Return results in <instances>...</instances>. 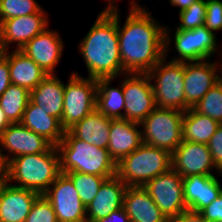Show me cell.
Here are the masks:
<instances>
[{"instance_id": "cell-44", "label": "cell", "mask_w": 222, "mask_h": 222, "mask_svg": "<svg viewBox=\"0 0 222 222\" xmlns=\"http://www.w3.org/2000/svg\"><path fill=\"white\" fill-rule=\"evenodd\" d=\"M138 0H130L128 1L130 3L129 9L135 10V11H148V9L145 7V5H140L137 2Z\"/></svg>"}, {"instance_id": "cell-8", "label": "cell", "mask_w": 222, "mask_h": 222, "mask_svg": "<svg viewBox=\"0 0 222 222\" xmlns=\"http://www.w3.org/2000/svg\"><path fill=\"white\" fill-rule=\"evenodd\" d=\"M184 112L156 107L141 123L143 143L168 151L170 154L182 143Z\"/></svg>"}, {"instance_id": "cell-13", "label": "cell", "mask_w": 222, "mask_h": 222, "mask_svg": "<svg viewBox=\"0 0 222 222\" xmlns=\"http://www.w3.org/2000/svg\"><path fill=\"white\" fill-rule=\"evenodd\" d=\"M53 145L22 123H11L0 136V159L4 166L17 156L43 153Z\"/></svg>"}, {"instance_id": "cell-24", "label": "cell", "mask_w": 222, "mask_h": 222, "mask_svg": "<svg viewBox=\"0 0 222 222\" xmlns=\"http://www.w3.org/2000/svg\"><path fill=\"white\" fill-rule=\"evenodd\" d=\"M123 208L131 222H169L143 187H127Z\"/></svg>"}, {"instance_id": "cell-42", "label": "cell", "mask_w": 222, "mask_h": 222, "mask_svg": "<svg viewBox=\"0 0 222 222\" xmlns=\"http://www.w3.org/2000/svg\"><path fill=\"white\" fill-rule=\"evenodd\" d=\"M8 184V174L5 166L0 169V195L4 187Z\"/></svg>"}, {"instance_id": "cell-43", "label": "cell", "mask_w": 222, "mask_h": 222, "mask_svg": "<svg viewBox=\"0 0 222 222\" xmlns=\"http://www.w3.org/2000/svg\"><path fill=\"white\" fill-rule=\"evenodd\" d=\"M11 124V122L7 119L4 111L0 107V136L3 131Z\"/></svg>"}, {"instance_id": "cell-40", "label": "cell", "mask_w": 222, "mask_h": 222, "mask_svg": "<svg viewBox=\"0 0 222 222\" xmlns=\"http://www.w3.org/2000/svg\"><path fill=\"white\" fill-rule=\"evenodd\" d=\"M95 222H131L124 208L113 211L105 218H101Z\"/></svg>"}, {"instance_id": "cell-30", "label": "cell", "mask_w": 222, "mask_h": 222, "mask_svg": "<svg viewBox=\"0 0 222 222\" xmlns=\"http://www.w3.org/2000/svg\"><path fill=\"white\" fill-rule=\"evenodd\" d=\"M65 174L72 180L80 200L86 207L93 201L103 182L111 178L80 172H68Z\"/></svg>"}, {"instance_id": "cell-25", "label": "cell", "mask_w": 222, "mask_h": 222, "mask_svg": "<svg viewBox=\"0 0 222 222\" xmlns=\"http://www.w3.org/2000/svg\"><path fill=\"white\" fill-rule=\"evenodd\" d=\"M111 118L94 109L81 121L74 124L68 131L75 137L88 144L107 149Z\"/></svg>"}, {"instance_id": "cell-39", "label": "cell", "mask_w": 222, "mask_h": 222, "mask_svg": "<svg viewBox=\"0 0 222 222\" xmlns=\"http://www.w3.org/2000/svg\"><path fill=\"white\" fill-rule=\"evenodd\" d=\"M169 222H207L200 212L186 210L178 216L169 219Z\"/></svg>"}, {"instance_id": "cell-31", "label": "cell", "mask_w": 222, "mask_h": 222, "mask_svg": "<svg viewBox=\"0 0 222 222\" xmlns=\"http://www.w3.org/2000/svg\"><path fill=\"white\" fill-rule=\"evenodd\" d=\"M193 109L222 124V83L217 82Z\"/></svg>"}, {"instance_id": "cell-10", "label": "cell", "mask_w": 222, "mask_h": 222, "mask_svg": "<svg viewBox=\"0 0 222 222\" xmlns=\"http://www.w3.org/2000/svg\"><path fill=\"white\" fill-rule=\"evenodd\" d=\"M122 91L125 99L124 119L141 123L156 108L147 73L122 74Z\"/></svg>"}, {"instance_id": "cell-34", "label": "cell", "mask_w": 222, "mask_h": 222, "mask_svg": "<svg viewBox=\"0 0 222 222\" xmlns=\"http://www.w3.org/2000/svg\"><path fill=\"white\" fill-rule=\"evenodd\" d=\"M24 222H58L52 204L44 197L39 195L34 201L30 213Z\"/></svg>"}, {"instance_id": "cell-15", "label": "cell", "mask_w": 222, "mask_h": 222, "mask_svg": "<svg viewBox=\"0 0 222 222\" xmlns=\"http://www.w3.org/2000/svg\"><path fill=\"white\" fill-rule=\"evenodd\" d=\"M172 169L182 178L191 175H222L216 167L208 144L183 141L171 154Z\"/></svg>"}, {"instance_id": "cell-29", "label": "cell", "mask_w": 222, "mask_h": 222, "mask_svg": "<svg viewBox=\"0 0 222 222\" xmlns=\"http://www.w3.org/2000/svg\"><path fill=\"white\" fill-rule=\"evenodd\" d=\"M30 100V91L10 84L0 96V107L11 123H21L25 108Z\"/></svg>"}, {"instance_id": "cell-47", "label": "cell", "mask_w": 222, "mask_h": 222, "mask_svg": "<svg viewBox=\"0 0 222 222\" xmlns=\"http://www.w3.org/2000/svg\"><path fill=\"white\" fill-rule=\"evenodd\" d=\"M4 166V164L2 163L1 159H0V169Z\"/></svg>"}, {"instance_id": "cell-38", "label": "cell", "mask_w": 222, "mask_h": 222, "mask_svg": "<svg viewBox=\"0 0 222 222\" xmlns=\"http://www.w3.org/2000/svg\"><path fill=\"white\" fill-rule=\"evenodd\" d=\"M11 84L8 59L0 53V96Z\"/></svg>"}, {"instance_id": "cell-37", "label": "cell", "mask_w": 222, "mask_h": 222, "mask_svg": "<svg viewBox=\"0 0 222 222\" xmlns=\"http://www.w3.org/2000/svg\"><path fill=\"white\" fill-rule=\"evenodd\" d=\"M200 213L207 222H222V192L212 203L203 208Z\"/></svg>"}, {"instance_id": "cell-5", "label": "cell", "mask_w": 222, "mask_h": 222, "mask_svg": "<svg viewBox=\"0 0 222 222\" xmlns=\"http://www.w3.org/2000/svg\"><path fill=\"white\" fill-rule=\"evenodd\" d=\"M171 168L172 159L168 151L143 143L116 163V175L128 187H143Z\"/></svg>"}, {"instance_id": "cell-22", "label": "cell", "mask_w": 222, "mask_h": 222, "mask_svg": "<svg viewBox=\"0 0 222 222\" xmlns=\"http://www.w3.org/2000/svg\"><path fill=\"white\" fill-rule=\"evenodd\" d=\"M65 82L56 74H48L32 91L30 101L61 121Z\"/></svg>"}, {"instance_id": "cell-21", "label": "cell", "mask_w": 222, "mask_h": 222, "mask_svg": "<svg viewBox=\"0 0 222 222\" xmlns=\"http://www.w3.org/2000/svg\"><path fill=\"white\" fill-rule=\"evenodd\" d=\"M39 195L8 183L0 195V222H24Z\"/></svg>"}, {"instance_id": "cell-26", "label": "cell", "mask_w": 222, "mask_h": 222, "mask_svg": "<svg viewBox=\"0 0 222 222\" xmlns=\"http://www.w3.org/2000/svg\"><path fill=\"white\" fill-rule=\"evenodd\" d=\"M21 123L34 133L44 137L53 146H57L64 137L65 130L60 121L30 100L25 108Z\"/></svg>"}, {"instance_id": "cell-17", "label": "cell", "mask_w": 222, "mask_h": 222, "mask_svg": "<svg viewBox=\"0 0 222 222\" xmlns=\"http://www.w3.org/2000/svg\"><path fill=\"white\" fill-rule=\"evenodd\" d=\"M210 61L184 62L185 111L193 108L218 82L216 62Z\"/></svg>"}, {"instance_id": "cell-20", "label": "cell", "mask_w": 222, "mask_h": 222, "mask_svg": "<svg viewBox=\"0 0 222 222\" xmlns=\"http://www.w3.org/2000/svg\"><path fill=\"white\" fill-rule=\"evenodd\" d=\"M140 123L127 119H112L107 150L111 158L118 163L143 144Z\"/></svg>"}, {"instance_id": "cell-12", "label": "cell", "mask_w": 222, "mask_h": 222, "mask_svg": "<svg viewBox=\"0 0 222 222\" xmlns=\"http://www.w3.org/2000/svg\"><path fill=\"white\" fill-rule=\"evenodd\" d=\"M43 195L52 204L58 222H87L86 206L65 173H60Z\"/></svg>"}, {"instance_id": "cell-16", "label": "cell", "mask_w": 222, "mask_h": 222, "mask_svg": "<svg viewBox=\"0 0 222 222\" xmlns=\"http://www.w3.org/2000/svg\"><path fill=\"white\" fill-rule=\"evenodd\" d=\"M58 30L49 27L32 38L20 50L40 66L46 74H58L56 67L64 53V42Z\"/></svg>"}, {"instance_id": "cell-18", "label": "cell", "mask_w": 222, "mask_h": 222, "mask_svg": "<svg viewBox=\"0 0 222 222\" xmlns=\"http://www.w3.org/2000/svg\"><path fill=\"white\" fill-rule=\"evenodd\" d=\"M127 187L117 175L106 179L86 207L87 222H95L122 208Z\"/></svg>"}, {"instance_id": "cell-11", "label": "cell", "mask_w": 222, "mask_h": 222, "mask_svg": "<svg viewBox=\"0 0 222 222\" xmlns=\"http://www.w3.org/2000/svg\"><path fill=\"white\" fill-rule=\"evenodd\" d=\"M143 188L168 220L188 210L183 196V178L172 168L151 179Z\"/></svg>"}, {"instance_id": "cell-27", "label": "cell", "mask_w": 222, "mask_h": 222, "mask_svg": "<svg viewBox=\"0 0 222 222\" xmlns=\"http://www.w3.org/2000/svg\"><path fill=\"white\" fill-rule=\"evenodd\" d=\"M118 87H113L115 78L97 79L96 109L111 119H124L125 99L122 91V75Z\"/></svg>"}, {"instance_id": "cell-3", "label": "cell", "mask_w": 222, "mask_h": 222, "mask_svg": "<svg viewBox=\"0 0 222 222\" xmlns=\"http://www.w3.org/2000/svg\"><path fill=\"white\" fill-rule=\"evenodd\" d=\"M5 168L8 183L43 194L56 180L60 172L59 153L56 146L48 151L17 156Z\"/></svg>"}, {"instance_id": "cell-46", "label": "cell", "mask_w": 222, "mask_h": 222, "mask_svg": "<svg viewBox=\"0 0 222 222\" xmlns=\"http://www.w3.org/2000/svg\"><path fill=\"white\" fill-rule=\"evenodd\" d=\"M107 3L105 6L118 5L117 0H105Z\"/></svg>"}, {"instance_id": "cell-45", "label": "cell", "mask_w": 222, "mask_h": 222, "mask_svg": "<svg viewBox=\"0 0 222 222\" xmlns=\"http://www.w3.org/2000/svg\"><path fill=\"white\" fill-rule=\"evenodd\" d=\"M222 45V43H221ZM221 51V52H220ZM220 51L217 52L218 55L221 54L220 56H222V47H220ZM221 59V61H216V65H217V68H218V82L222 83V57H219Z\"/></svg>"}, {"instance_id": "cell-33", "label": "cell", "mask_w": 222, "mask_h": 222, "mask_svg": "<svg viewBox=\"0 0 222 222\" xmlns=\"http://www.w3.org/2000/svg\"><path fill=\"white\" fill-rule=\"evenodd\" d=\"M206 0H197L189 8L179 13V24L175 29L191 30L204 25Z\"/></svg>"}, {"instance_id": "cell-36", "label": "cell", "mask_w": 222, "mask_h": 222, "mask_svg": "<svg viewBox=\"0 0 222 222\" xmlns=\"http://www.w3.org/2000/svg\"><path fill=\"white\" fill-rule=\"evenodd\" d=\"M208 147L214 164L222 172V124L217 127L208 143Z\"/></svg>"}, {"instance_id": "cell-14", "label": "cell", "mask_w": 222, "mask_h": 222, "mask_svg": "<svg viewBox=\"0 0 222 222\" xmlns=\"http://www.w3.org/2000/svg\"><path fill=\"white\" fill-rule=\"evenodd\" d=\"M46 12L23 15L6 19L0 23V49L1 51L13 49L20 50L32 38L49 27V18Z\"/></svg>"}, {"instance_id": "cell-35", "label": "cell", "mask_w": 222, "mask_h": 222, "mask_svg": "<svg viewBox=\"0 0 222 222\" xmlns=\"http://www.w3.org/2000/svg\"><path fill=\"white\" fill-rule=\"evenodd\" d=\"M204 26L214 34L222 31V0H206Z\"/></svg>"}, {"instance_id": "cell-19", "label": "cell", "mask_w": 222, "mask_h": 222, "mask_svg": "<svg viewBox=\"0 0 222 222\" xmlns=\"http://www.w3.org/2000/svg\"><path fill=\"white\" fill-rule=\"evenodd\" d=\"M222 192L216 175H191L183 178V196L188 210L200 212Z\"/></svg>"}, {"instance_id": "cell-1", "label": "cell", "mask_w": 222, "mask_h": 222, "mask_svg": "<svg viewBox=\"0 0 222 222\" xmlns=\"http://www.w3.org/2000/svg\"><path fill=\"white\" fill-rule=\"evenodd\" d=\"M121 24L117 5V32L125 73H148L165 56V25L149 11L128 10Z\"/></svg>"}, {"instance_id": "cell-9", "label": "cell", "mask_w": 222, "mask_h": 222, "mask_svg": "<svg viewBox=\"0 0 222 222\" xmlns=\"http://www.w3.org/2000/svg\"><path fill=\"white\" fill-rule=\"evenodd\" d=\"M67 83V84H66ZM97 80L73 71L65 82L61 126L66 131L96 109Z\"/></svg>"}, {"instance_id": "cell-32", "label": "cell", "mask_w": 222, "mask_h": 222, "mask_svg": "<svg viewBox=\"0 0 222 222\" xmlns=\"http://www.w3.org/2000/svg\"><path fill=\"white\" fill-rule=\"evenodd\" d=\"M45 12L35 0H0V23L6 19Z\"/></svg>"}, {"instance_id": "cell-6", "label": "cell", "mask_w": 222, "mask_h": 222, "mask_svg": "<svg viewBox=\"0 0 222 222\" xmlns=\"http://www.w3.org/2000/svg\"><path fill=\"white\" fill-rule=\"evenodd\" d=\"M172 31V28L165 26V57H169L168 54H170V47L172 45L174 50H176L174 52H177V55L171 57V61L192 62L208 60L213 58L217 50V52L220 50L218 49L220 47L216 34L209 31L204 25L191 30L175 29L173 33ZM171 34H173V38ZM173 40L174 43H172Z\"/></svg>"}, {"instance_id": "cell-2", "label": "cell", "mask_w": 222, "mask_h": 222, "mask_svg": "<svg viewBox=\"0 0 222 222\" xmlns=\"http://www.w3.org/2000/svg\"><path fill=\"white\" fill-rule=\"evenodd\" d=\"M87 69L93 79L115 78L125 74L121 65L117 32V5L105 6L95 22L77 44Z\"/></svg>"}, {"instance_id": "cell-41", "label": "cell", "mask_w": 222, "mask_h": 222, "mask_svg": "<svg viewBox=\"0 0 222 222\" xmlns=\"http://www.w3.org/2000/svg\"><path fill=\"white\" fill-rule=\"evenodd\" d=\"M197 0H169L170 5L173 7L179 8V12L186 10L189 8L194 2Z\"/></svg>"}, {"instance_id": "cell-28", "label": "cell", "mask_w": 222, "mask_h": 222, "mask_svg": "<svg viewBox=\"0 0 222 222\" xmlns=\"http://www.w3.org/2000/svg\"><path fill=\"white\" fill-rule=\"evenodd\" d=\"M220 124L209 116H204L189 108L184 112L182 122L183 141L208 144Z\"/></svg>"}, {"instance_id": "cell-4", "label": "cell", "mask_w": 222, "mask_h": 222, "mask_svg": "<svg viewBox=\"0 0 222 222\" xmlns=\"http://www.w3.org/2000/svg\"><path fill=\"white\" fill-rule=\"evenodd\" d=\"M60 172H80L101 177L116 175V162L107 149L99 148L75 138L68 130L56 146Z\"/></svg>"}, {"instance_id": "cell-7", "label": "cell", "mask_w": 222, "mask_h": 222, "mask_svg": "<svg viewBox=\"0 0 222 222\" xmlns=\"http://www.w3.org/2000/svg\"><path fill=\"white\" fill-rule=\"evenodd\" d=\"M147 74L156 107L185 112L184 62L164 56Z\"/></svg>"}, {"instance_id": "cell-23", "label": "cell", "mask_w": 222, "mask_h": 222, "mask_svg": "<svg viewBox=\"0 0 222 222\" xmlns=\"http://www.w3.org/2000/svg\"><path fill=\"white\" fill-rule=\"evenodd\" d=\"M9 51L1 53L8 59L11 84L32 91L48 74L21 50Z\"/></svg>"}]
</instances>
